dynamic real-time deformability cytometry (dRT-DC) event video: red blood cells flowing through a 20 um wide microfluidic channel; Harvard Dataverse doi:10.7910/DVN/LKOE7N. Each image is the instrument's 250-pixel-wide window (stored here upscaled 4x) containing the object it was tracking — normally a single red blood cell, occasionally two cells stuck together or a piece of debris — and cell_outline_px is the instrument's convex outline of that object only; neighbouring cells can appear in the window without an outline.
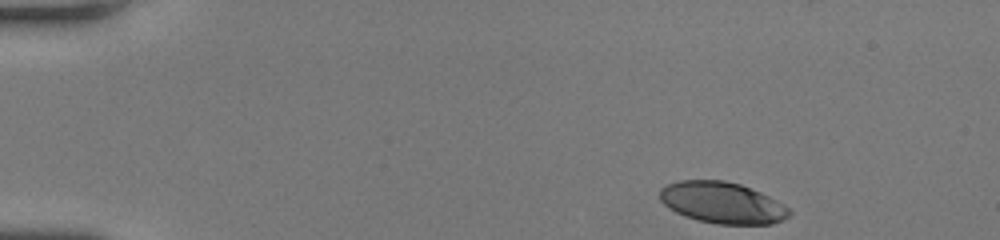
{"species": "human", "species_latin": "Homo sapiens", "temperature_condition": "room temperature", "stored_images_in_passage": 44, "camera_frame_rate_fps": 3000, "um_per_image_px": 0.085, "donor": {"sex": "female"}, "frame": {"image": 1, "passage_image": 1, "time_ms": 0.0, "image_size_px": [1000, 240], "cell_outline_px": [[792, 212], [784, 220], [772, 224], [716, 224], [696, 220], [684, 216], [668, 208], [660, 200], [660, 188], [668, 184], [680, 180], [724, 180], [740, 184], [760, 192], [784, 204]], "centroid_in_image_um": [61.39, 17.24], "position_along_channel_um": 23.6, "area_um2": 31.33}}
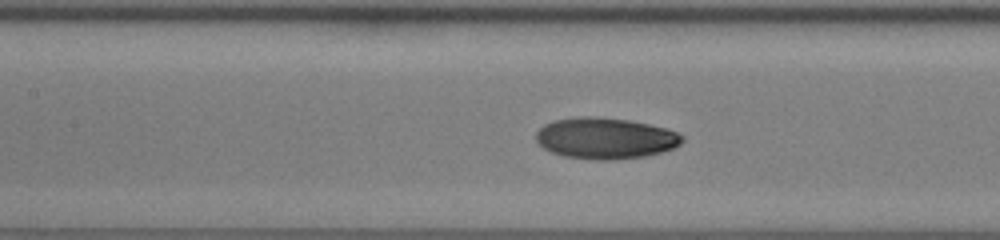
{"frame": {"image": 2, "passage_image": 18, "time_ms": 5.667, "image_size_px": [1000, 240], "cell_outline_px": [[684, 140], [680, 144], [672, 148], [660, 152], [644, 156], [612, 160], [596, 160], [564, 156], [552, 152], [544, 148], [536, 140], [536, 132], [544, 124], [556, 120], [580, 116], [592, 116], [628, 120], [648, 124], [664, 128], [676, 132], [684, 136]], "centroid_in_image_um": [51.44, 11.75], "position_along_channel_um": 156.0, "area_um2": 34.85}}
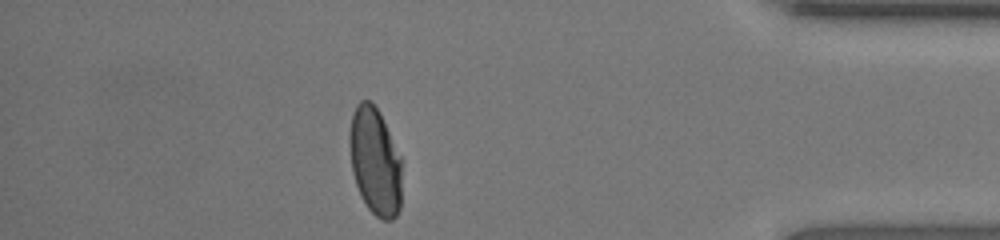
{"frame": {"image": 3, "passage_image": 38, "time_ms": 12.333, "image_size_px": [1000, 240], "cell_outline_px": [[404, 160], [400, 208], [396, 216], [392, 220], [380, 220], [368, 208], [360, 196], [352, 172], [348, 140], [348, 136], [352, 116], [356, 104], [360, 100], [368, 100], [376, 108]], "centroid_in_image_um": [31.91, 13.76], "position_along_channel_um": 403.3, "area_um2": 33.52}, "authors_computed_cell_mechanics": {"area_um2": 33.6107, "velocity_mm_per_s": 4.2578, "shape_relaxation_time_tau1_ms": 5.5723, "shape_relaxation_time_tau2_ms": 1.2978, "deformation_change_tau1": 0.2184, "deformation_change_tau2": 0.0468}}